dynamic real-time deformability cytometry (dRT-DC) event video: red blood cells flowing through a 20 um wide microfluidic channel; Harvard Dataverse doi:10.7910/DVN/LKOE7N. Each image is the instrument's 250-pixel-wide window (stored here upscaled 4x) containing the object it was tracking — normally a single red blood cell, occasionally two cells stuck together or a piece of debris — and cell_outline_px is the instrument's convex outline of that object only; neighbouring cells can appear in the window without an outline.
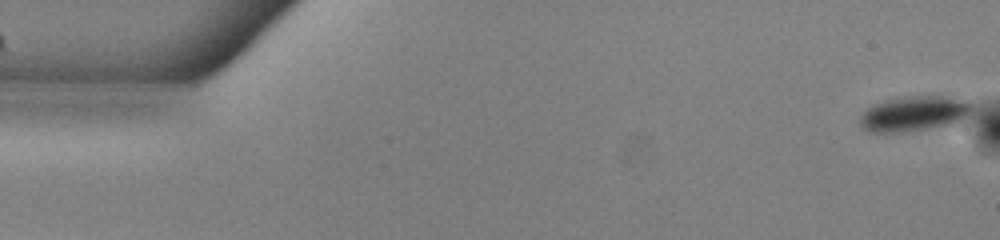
{"species": "common noctule bat (a hibernating species)", "species_latin": "Nyctalus noctula", "temperature_condition": "warm", "stored_images_in_passage": 53, "camera_frame_rate_fps": 3000, "um_per_image_px": 0.085, "animal": {"sex": "male", "body_mass_g": 13.0, "forearm_length_mm": 53.1}, "frame": {"image": 1, "passage_image": 1, "time_ms": 0.0, "image_size_px": [1000, 240], "cell_outline_px": [[976, 104], [956, 124], [896, 132], [868, 132], [860, 124], [860, 116], [872, 104], [888, 100], [908, 96], [944, 96], [972, 100]], "centroid_in_image_um": [77.74, 9.64], "position_along_channel_um": 7.3, "area_um2": 22.83}}
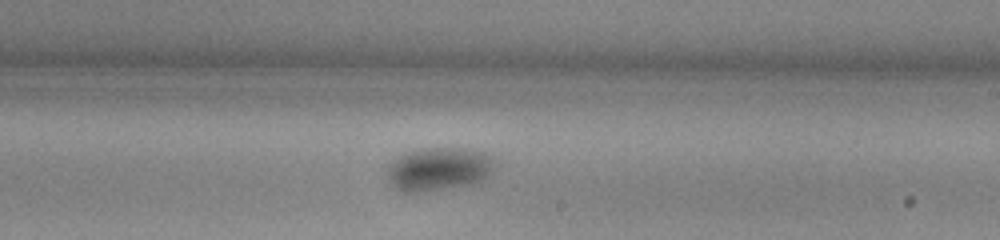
{"frame": {"image": 2, "passage_image": 31, "time_ms": 10.0, "image_size_px": [1000, 240], "cell_outline_px": [[496, 164], [492, 172], [484, 180], [472, 184], [416, 192], [408, 192], [396, 188], [388, 180], [388, 168], [392, 160], [396, 156], [404, 152], [416, 148], [468, 148], [488, 152], [496, 160]], "centroid_in_image_um": [37.34, 14.32], "position_along_channel_um": 251.7, "area_um2": 27.57}}
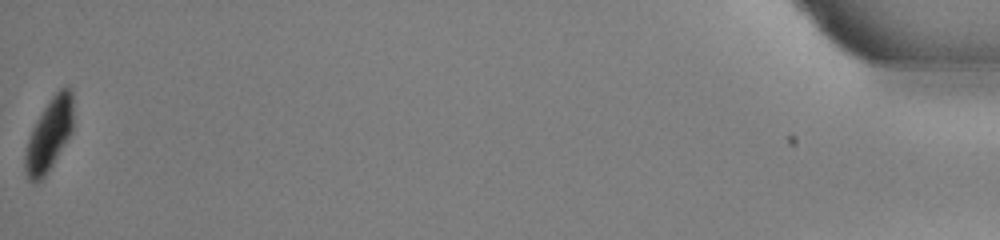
{"frame": {"image": 3, "passage_image": 53, "time_ms": 17.333, "image_size_px": [1000, 240], "cell_outline_px": [[72, 132], [48, 172], [36, 184], [32, 184], [28, 180], [24, 168], [24, 152], [32, 128], [36, 120], [52, 96], [64, 84], [68, 84], [72, 88]], "centroid_in_image_um": [4.16, 11.46], "position_along_channel_um": 431.0, "area_um2": 20.52}}